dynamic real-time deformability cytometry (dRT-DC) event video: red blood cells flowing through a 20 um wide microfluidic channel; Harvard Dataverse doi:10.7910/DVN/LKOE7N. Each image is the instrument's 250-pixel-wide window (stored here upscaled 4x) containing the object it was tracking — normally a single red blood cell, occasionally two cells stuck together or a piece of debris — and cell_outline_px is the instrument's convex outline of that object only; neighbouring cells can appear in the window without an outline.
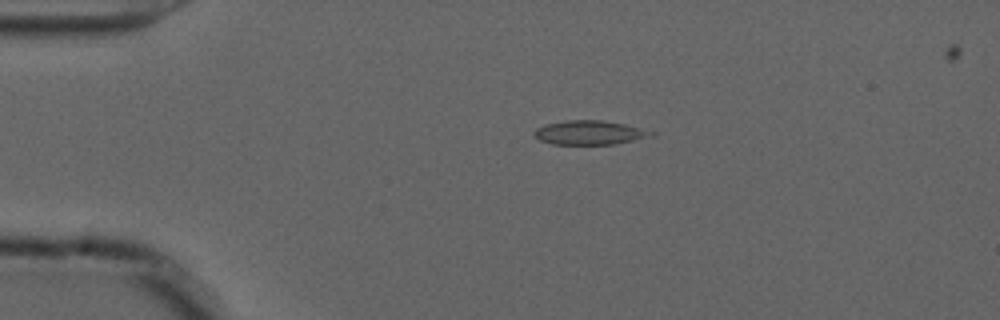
{"species": "common noctule bat (a hibernating species)", "species_latin": "Nyctalus noctula", "temperature_condition": "cold", "stored_images_in_passage": 22, "camera_frame_rate_fps": 3000, "um_per_image_px": 0.085, "animal": {"sex": "male", "forearm_length_mm": 52.5}, "frame": {"image": 1, "passage_image": 11, "time_ms": 3.333, "image_size_px": [1000, 320], "cell_outline_px": [[644, 136], [632, 140], [616, 144], [552, 144], [540, 140], [532, 136], [532, 132], [536, 128], [548, 124], [568, 120], [600, 120], [624, 124], [636, 128], [644, 132]], "centroid_in_image_um": [49.86, 11.27], "position_along_channel_um": 35.1, "area_um2": 15.61}}
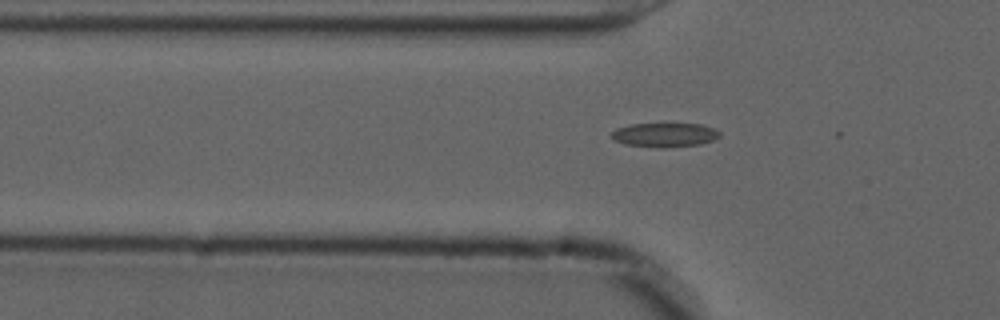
{"frame": {"image": 2, "passage_image": 17, "time_ms": 5.333, "image_size_px": [1000, 320], "cell_outline_px": [[720, 136], [712, 140], [700, 144], [664, 148], [660, 148], [624, 144], [616, 140], [612, 136], [612, 132], [616, 128], [628, 124], [700, 124], [712, 128], [720, 132]], "centroid_in_image_um": [56.48, 11.47], "position_along_channel_um": 69.3, "area_um2": 15.09}}
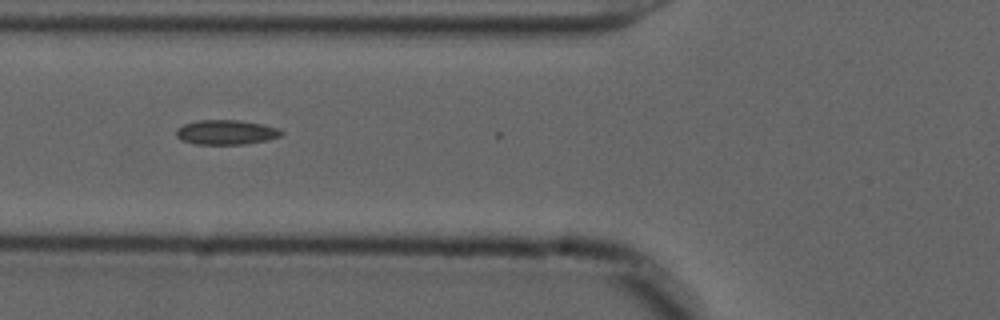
{"frame": {"image": 3, "passage_image": 20, "time_ms": 6.333, "image_size_px": [1000, 320], "cell_outline_px": [[284, 132], [280, 136], [268, 140], [244, 144], [196, 144], [180, 140], [176, 136], [176, 132], [184, 124], [196, 120], [236, 120], [264, 124], [276, 128]], "centroid_in_image_um": [19.22, 11.24], "position_along_channel_um": 106.6, "area_um2": 15.03}}